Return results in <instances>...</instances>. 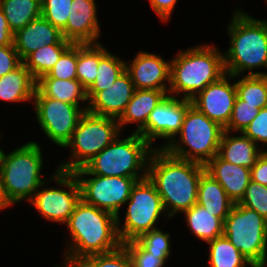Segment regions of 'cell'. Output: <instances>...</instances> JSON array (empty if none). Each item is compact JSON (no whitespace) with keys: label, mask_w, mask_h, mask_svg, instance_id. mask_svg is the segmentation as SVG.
<instances>
[{"label":"cell","mask_w":267,"mask_h":267,"mask_svg":"<svg viewBox=\"0 0 267 267\" xmlns=\"http://www.w3.org/2000/svg\"><path fill=\"white\" fill-rule=\"evenodd\" d=\"M204 171L205 165L174 157L164 148L153 150L147 177L155 185L168 218L197 204L199 180Z\"/></svg>","instance_id":"cell-1"},{"label":"cell","mask_w":267,"mask_h":267,"mask_svg":"<svg viewBox=\"0 0 267 267\" xmlns=\"http://www.w3.org/2000/svg\"><path fill=\"white\" fill-rule=\"evenodd\" d=\"M71 236L64 262H75L87 256L118 249L122 243L117 232V217L82 199L66 223Z\"/></svg>","instance_id":"cell-2"},{"label":"cell","mask_w":267,"mask_h":267,"mask_svg":"<svg viewBox=\"0 0 267 267\" xmlns=\"http://www.w3.org/2000/svg\"><path fill=\"white\" fill-rule=\"evenodd\" d=\"M227 28L230 46L224 53L226 73L238 77L249 70V76L267 75L252 71L259 67L267 68V21L237 9Z\"/></svg>","instance_id":"cell-3"},{"label":"cell","mask_w":267,"mask_h":267,"mask_svg":"<svg viewBox=\"0 0 267 267\" xmlns=\"http://www.w3.org/2000/svg\"><path fill=\"white\" fill-rule=\"evenodd\" d=\"M226 74L224 54L211 44L179 52L170 61L169 93L191 100L209 84Z\"/></svg>","instance_id":"cell-4"},{"label":"cell","mask_w":267,"mask_h":267,"mask_svg":"<svg viewBox=\"0 0 267 267\" xmlns=\"http://www.w3.org/2000/svg\"><path fill=\"white\" fill-rule=\"evenodd\" d=\"M37 142H27L5 154L0 150V177L5 198L12 206L22 200L28 202L39 187L46 185L41 178L43 157Z\"/></svg>","instance_id":"cell-5"},{"label":"cell","mask_w":267,"mask_h":267,"mask_svg":"<svg viewBox=\"0 0 267 267\" xmlns=\"http://www.w3.org/2000/svg\"><path fill=\"white\" fill-rule=\"evenodd\" d=\"M121 139L117 137L84 166L90 175L129 177L138 181L147 177L149 158L155 148L136 132Z\"/></svg>","instance_id":"cell-6"},{"label":"cell","mask_w":267,"mask_h":267,"mask_svg":"<svg viewBox=\"0 0 267 267\" xmlns=\"http://www.w3.org/2000/svg\"><path fill=\"white\" fill-rule=\"evenodd\" d=\"M223 132V127L191 105L177 134L180 141L173 139L164 149L174 157L206 165L218 154Z\"/></svg>","instance_id":"cell-7"},{"label":"cell","mask_w":267,"mask_h":267,"mask_svg":"<svg viewBox=\"0 0 267 267\" xmlns=\"http://www.w3.org/2000/svg\"><path fill=\"white\" fill-rule=\"evenodd\" d=\"M120 126L116 118L100 116L86 111L65 145L71 147L70 161L62 162L57 169L65 172L87 165L98 153L120 136Z\"/></svg>","instance_id":"cell-8"},{"label":"cell","mask_w":267,"mask_h":267,"mask_svg":"<svg viewBox=\"0 0 267 267\" xmlns=\"http://www.w3.org/2000/svg\"><path fill=\"white\" fill-rule=\"evenodd\" d=\"M223 235L253 266L267 256V219L255 210L235 203L224 220Z\"/></svg>","instance_id":"cell-9"},{"label":"cell","mask_w":267,"mask_h":267,"mask_svg":"<svg viewBox=\"0 0 267 267\" xmlns=\"http://www.w3.org/2000/svg\"><path fill=\"white\" fill-rule=\"evenodd\" d=\"M123 226L117 218V232L121 243L136 240L142 234L155 229L160 215L165 213L155 185L148 177L135 183L129 197Z\"/></svg>","instance_id":"cell-10"},{"label":"cell","mask_w":267,"mask_h":267,"mask_svg":"<svg viewBox=\"0 0 267 267\" xmlns=\"http://www.w3.org/2000/svg\"><path fill=\"white\" fill-rule=\"evenodd\" d=\"M73 173L80 185L81 199L117 218H119V209L127 203L131 190L138 181L129 177L90 175L84 167ZM86 176L93 177L87 178Z\"/></svg>","instance_id":"cell-11"},{"label":"cell","mask_w":267,"mask_h":267,"mask_svg":"<svg viewBox=\"0 0 267 267\" xmlns=\"http://www.w3.org/2000/svg\"><path fill=\"white\" fill-rule=\"evenodd\" d=\"M33 101L37 121L45 135L56 145L65 147L88 106L84 108L45 97L37 88Z\"/></svg>","instance_id":"cell-12"},{"label":"cell","mask_w":267,"mask_h":267,"mask_svg":"<svg viewBox=\"0 0 267 267\" xmlns=\"http://www.w3.org/2000/svg\"><path fill=\"white\" fill-rule=\"evenodd\" d=\"M64 188H47L36 191L29 201L46 220L66 224L81 199V189L73 172L56 170L49 178Z\"/></svg>","instance_id":"cell-13"},{"label":"cell","mask_w":267,"mask_h":267,"mask_svg":"<svg viewBox=\"0 0 267 267\" xmlns=\"http://www.w3.org/2000/svg\"><path fill=\"white\" fill-rule=\"evenodd\" d=\"M173 95H167L150 113L146 124L137 132L151 145L155 139H165L164 148L181 131L187 109L192 105L191 100Z\"/></svg>","instance_id":"cell-14"},{"label":"cell","mask_w":267,"mask_h":267,"mask_svg":"<svg viewBox=\"0 0 267 267\" xmlns=\"http://www.w3.org/2000/svg\"><path fill=\"white\" fill-rule=\"evenodd\" d=\"M228 78L235 77L226 73L191 99V104L197 110L224 129L228 126L237 97L235 83L231 84Z\"/></svg>","instance_id":"cell-15"},{"label":"cell","mask_w":267,"mask_h":267,"mask_svg":"<svg viewBox=\"0 0 267 267\" xmlns=\"http://www.w3.org/2000/svg\"><path fill=\"white\" fill-rule=\"evenodd\" d=\"M135 89L168 91L170 84V62L160 55L139 52L128 65H125Z\"/></svg>","instance_id":"cell-16"},{"label":"cell","mask_w":267,"mask_h":267,"mask_svg":"<svg viewBox=\"0 0 267 267\" xmlns=\"http://www.w3.org/2000/svg\"><path fill=\"white\" fill-rule=\"evenodd\" d=\"M61 32L63 38L72 44L99 43L100 26L95 0H73L67 24Z\"/></svg>","instance_id":"cell-17"},{"label":"cell","mask_w":267,"mask_h":267,"mask_svg":"<svg viewBox=\"0 0 267 267\" xmlns=\"http://www.w3.org/2000/svg\"><path fill=\"white\" fill-rule=\"evenodd\" d=\"M135 87L129 73L125 70L114 82L99 91L89 102L87 111L100 116L118 119L132 99Z\"/></svg>","instance_id":"cell-18"},{"label":"cell","mask_w":267,"mask_h":267,"mask_svg":"<svg viewBox=\"0 0 267 267\" xmlns=\"http://www.w3.org/2000/svg\"><path fill=\"white\" fill-rule=\"evenodd\" d=\"M62 39V32L40 16L14 33L13 45L23 61L40 47L58 44Z\"/></svg>","instance_id":"cell-19"},{"label":"cell","mask_w":267,"mask_h":267,"mask_svg":"<svg viewBox=\"0 0 267 267\" xmlns=\"http://www.w3.org/2000/svg\"><path fill=\"white\" fill-rule=\"evenodd\" d=\"M205 171L219 182L235 203L244 196L251 180L250 169L226 162L218 155L205 165Z\"/></svg>","instance_id":"cell-20"},{"label":"cell","mask_w":267,"mask_h":267,"mask_svg":"<svg viewBox=\"0 0 267 267\" xmlns=\"http://www.w3.org/2000/svg\"><path fill=\"white\" fill-rule=\"evenodd\" d=\"M229 134L224 130L217 155L226 162L251 169L263 150L243 133L240 136Z\"/></svg>","instance_id":"cell-21"},{"label":"cell","mask_w":267,"mask_h":267,"mask_svg":"<svg viewBox=\"0 0 267 267\" xmlns=\"http://www.w3.org/2000/svg\"><path fill=\"white\" fill-rule=\"evenodd\" d=\"M168 91L135 89L132 99L117 119L120 129L128 123L137 122L138 132L147 122L150 113L167 96Z\"/></svg>","instance_id":"cell-22"},{"label":"cell","mask_w":267,"mask_h":267,"mask_svg":"<svg viewBox=\"0 0 267 267\" xmlns=\"http://www.w3.org/2000/svg\"><path fill=\"white\" fill-rule=\"evenodd\" d=\"M197 204L224 222L235 202L228 197L219 182L204 171L199 180Z\"/></svg>","instance_id":"cell-23"},{"label":"cell","mask_w":267,"mask_h":267,"mask_svg":"<svg viewBox=\"0 0 267 267\" xmlns=\"http://www.w3.org/2000/svg\"><path fill=\"white\" fill-rule=\"evenodd\" d=\"M37 81L22 63L18 68L0 77V100L8 102L32 101Z\"/></svg>","instance_id":"cell-24"},{"label":"cell","mask_w":267,"mask_h":267,"mask_svg":"<svg viewBox=\"0 0 267 267\" xmlns=\"http://www.w3.org/2000/svg\"><path fill=\"white\" fill-rule=\"evenodd\" d=\"M36 88L45 96L72 105H80L79 101L88 102L86 89L77 80H59L56 78H40Z\"/></svg>","instance_id":"cell-25"},{"label":"cell","mask_w":267,"mask_h":267,"mask_svg":"<svg viewBox=\"0 0 267 267\" xmlns=\"http://www.w3.org/2000/svg\"><path fill=\"white\" fill-rule=\"evenodd\" d=\"M192 233L206 243L223 235L224 222L198 204L183 212Z\"/></svg>","instance_id":"cell-26"},{"label":"cell","mask_w":267,"mask_h":267,"mask_svg":"<svg viewBox=\"0 0 267 267\" xmlns=\"http://www.w3.org/2000/svg\"><path fill=\"white\" fill-rule=\"evenodd\" d=\"M71 44V42L63 38L58 44L44 45L29 54L23 60V64L37 81L50 72L53 66L58 62L61 54Z\"/></svg>","instance_id":"cell-27"},{"label":"cell","mask_w":267,"mask_h":267,"mask_svg":"<svg viewBox=\"0 0 267 267\" xmlns=\"http://www.w3.org/2000/svg\"><path fill=\"white\" fill-rule=\"evenodd\" d=\"M0 8L13 33L41 16V0H0Z\"/></svg>","instance_id":"cell-28"},{"label":"cell","mask_w":267,"mask_h":267,"mask_svg":"<svg viewBox=\"0 0 267 267\" xmlns=\"http://www.w3.org/2000/svg\"><path fill=\"white\" fill-rule=\"evenodd\" d=\"M108 52L102 44H78L77 80L87 90L98 75L100 59Z\"/></svg>","instance_id":"cell-29"},{"label":"cell","mask_w":267,"mask_h":267,"mask_svg":"<svg viewBox=\"0 0 267 267\" xmlns=\"http://www.w3.org/2000/svg\"><path fill=\"white\" fill-rule=\"evenodd\" d=\"M209 267H254L224 235L207 242Z\"/></svg>","instance_id":"cell-30"},{"label":"cell","mask_w":267,"mask_h":267,"mask_svg":"<svg viewBox=\"0 0 267 267\" xmlns=\"http://www.w3.org/2000/svg\"><path fill=\"white\" fill-rule=\"evenodd\" d=\"M126 62L108 51L99 61L98 75L94 83L86 90L88 102L99 92L114 84L116 79L126 70Z\"/></svg>","instance_id":"cell-31"},{"label":"cell","mask_w":267,"mask_h":267,"mask_svg":"<svg viewBox=\"0 0 267 267\" xmlns=\"http://www.w3.org/2000/svg\"><path fill=\"white\" fill-rule=\"evenodd\" d=\"M237 96L255 108L267 107V75H245L235 82Z\"/></svg>","instance_id":"cell-32"},{"label":"cell","mask_w":267,"mask_h":267,"mask_svg":"<svg viewBox=\"0 0 267 267\" xmlns=\"http://www.w3.org/2000/svg\"><path fill=\"white\" fill-rule=\"evenodd\" d=\"M62 267H131L130 257L121 245L118 249L84 257L75 262H64Z\"/></svg>","instance_id":"cell-33"},{"label":"cell","mask_w":267,"mask_h":267,"mask_svg":"<svg viewBox=\"0 0 267 267\" xmlns=\"http://www.w3.org/2000/svg\"><path fill=\"white\" fill-rule=\"evenodd\" d=\"M78 44H71L60 56L50 72L42 78L77 79Z\"/></svg>","instance_id":"cell-34"},{"label":"cell","mask_w":267,"mask_h":267,"mask_svg":"<svg viewBox=\"0 0 267 267\" xmlns=\"http://www.w3.org/2000/svg\"><path fill=\"white\" fill-rule=\"evenodd\" d=\"M126 249L131 267H163L170 255H155L147 252L136 240L122 243Z\"/></svg>","instance_id":"cell-35"},{"label":"cell","mask_w":267,"mask_h":267,"mask_svg":"<svg viewBox=\"0 0 267 267\" xmlns=\"http://www.w3.org/2000/svg\"><path fill=\"white\" fill-rule=\"evenodd\" d=\"M73 0H41V16L62 31L68 20Z\"/></svg>","instance_id":"cell-36"},{"label":"cell","mask_w":267,"mask_h":267,"mask_svg":"<svg viewBox=\"0 0 267 267\" xmlns=\"http://www.w3.org/2000/svg\"><path fill=\"white\" fill-rule=\"evenodd\" d=\"M259 110L255 105L246 104L237 96L228 126L224 130L242 133L258 115Z\"/></svg>","instance_id":"cell-37"},{"label":"cell","mask_w":267,"mask_h":267,"mask_svg":"<svg viewBox=\"0 0 267 267\" xmlns=\"http://www.w3.org/2000/svg\"><path fill=\"white\" fill-rule=\"evenodd\" d=\"M238 204L255 210L267 219V186L250 180Z\"/></svg>","instance_id":"cell-38"},{"label":"cell","mask_w":267,"mask_h":267,"mask_svg":"<svg viewBox=\"0 0 267 267\" xmlns=\"http://www.w3.org/2000/svg\"><path fill=\"white\" fill-rule=\"evenodd\" d=\"M136 241L149 253L170 255V234L155 228L139 236Z\"/></svg>","instance_id":"cell-39"},{"label":"cell","mask_w":267,"mask_h":267,"mask_svg":"<svg viewBox=\"0 0 267 267\" xmlns=\"http://www.w3.org/2000/svg\"><path fill=\"white\" fill-rule=\"evenodd\" d=\"M242 133L258 146V142L267 145V107L259 110L258 115Z\"/></svg>","instance_id":"cell-40"},{"label":"cell","mask_w":267,"mask_h":267,"mask_svg":"<svg viewBox=\"0 0 267 267\" xmlns=\"http://www.w3.org/2000/svg\"><path fill=\"white\" fill-rule=\"evenodd\" d=\"M22 63L14 45L0 46V77L12 72Z\"/></svg>","instance_id":"cell-41"},{"label":"cell","mask_w":267,"mask_h":267,"mask_svg":"<svg viewBox=\"0 0 267 267\" xmlns=\"http://www.w3.org/2000/svg\"><path fill=\"white\" fill-rule=\"evenodd\" d=\"M251 180L267 186V150L263 151L250 169Z\"/></svg>","instance_id":"cell-42"},{"label":"cell","mask_w":267,"mask_h":267,"mask_svg":"<svg viewBox=\"0 0 267 267\" xmlns=\"http://www.w3.org/2000/svg\"><path fill=\"white\" fill-rule=\"evenodd\" d=\"M152 9L156 14L161 18V20L167 21L172 11L175 8V4L177 3V0H149Z\"/></svg>","instance_id":"cell-43"},{"label":"cell","mask_w":267,"mask_h":267,"mask_svg":"<svg viewBox=\"0 0 267 267\" xmlns=\"http://www.w3.org/2000/svg\"><path fill=\"white\" fill-rule=\"evenodd\" d=\"M13 35L6 17L0 8V46L13 45Z\"/></svg>","instance_id":"cell-44"},{"label":"cell","mask_w":267,"mask_h":267,"mask_svg":"<svg viewBox=\"0 0 267 267\" xmlns=\"http://www.w3.org/2000/svg\"><path fill=\"white\" fill-rule=\"evenodd\" d=\"M9 206L11 205L8 203L7 199L4 196L1 177H0V211L1 209L7 208Z\"/></svg>","instance_id":"cell-45"},{"label":"cell","mask_w":267,"mask_h":267,"mask_svg":"<svg viewBox=\"0 0 267 267\" xmlns=\"http://www.w3.org/2000/svg\"><path fill=\"white\" fill-rule=\"evenodd\" d=\"M267 256L265 257V259L263 260V262L260 264V266H254V267H266L267 265Z\"/></svg>","instance_id":"cell-46"}]
</instances>
